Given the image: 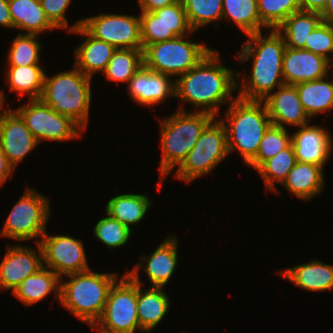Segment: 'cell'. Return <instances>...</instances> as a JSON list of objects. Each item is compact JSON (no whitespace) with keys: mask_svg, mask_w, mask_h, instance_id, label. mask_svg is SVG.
Wrapping results in <instances>:
<instances>
[{"mask_svg":"<svg viewBox=\"0 0 333 333\" xmlns=\"http://www.w3.org/2000/svg\"><path fill=\"white\" fill-rule=\"evenodd\" d=\"M6 80L11 92L29 95V100L40 99L45 72L40 65L8 66Z\"/></svg>","mask_w":333,"mask_h":333,"instance_id":"obj_30","label":"cell"},{"mask_svg":"<svg viewBox=\"0 0 333 333\" xmlns=\"http://www.w3.org/2000/svg\"><path fill=\"white\" fill-rule=\"evenodd\" d=\"M0 143L3 153L14 169L39 145L22 118L10 108L0 115Z\"/></svg>","mask_w":333,"mask_h":333,"instance_id":"obj_15","label":"cell"},{"mask_svg":"<svg viewBox=\"0 0 333 333\" xmlns=\"http://www.w3.org/2000/svg\"><path fill=\"white\" fill-rule=\"evenodd\" d=\"M50 213L49 199L35 188L28 187L12 207L0 235L18 242L38 239L46 233Z\"/></svg>","mask_w":333,"mask_h":333,"instance_id":"obj_9","label":"cell"},{"mask_svg":"<svg viewBox=\"0 0 333 333\" xmlns=\"http://www.w3.org/2000/svg\"><path fill=\"white\" fill-rule=\"evenodd\" d=\"M305 50L311 51L327 59L333 53V25L323 22L309 34L308 40L305 41Z\"/></svg>","mask_w":333,"mask_h":333,"instance_id":"obj_41","label":"cell"},{"mask_svg":"<svg viewBox=\"0 0 333 333\" xmlns=\"http://www.w3.org/2000/svg\"><path fill=\"white\" fill-rule=\"evenodd\" d=\"M39 35L19 32L14 38L8 52V66L39 65L41 43Z\"/></svg>","mask_w":333,"mask_h":333,"instance_id":"obj_35","label":"cell"},{"mask_svg":"<svg viewBox=\"0 0 333 333\" xmlns=\"http://www.w3.org/2000/svg\"><path fill=\"white\" fill-rule=\"evenodd\" d=\"M36 244L38 251L25 245H7L0 264V289L13 292L25 278L44 267L41 246Z\"/></svg>","mask_w":333,"mask_h":333,"instance_id":"obj_14","label":"cell"},{"mask_svg":"<svg viewBox=\"0 0 333 333\" xmlns=\"http://www.w3.org/2000/svg\"><path fill=\"white\" fill-rule=\"evenodd\" d=\"M187 36L146 45L143 66L157 73L179 77L195 67L212 49L206 44L188 41Z\"/></svg>","mask_w":333,"mask_h":333,"instance_id":"obj_7","label":"cell"},{"mask_svg":"<svg viewBox=\"0 0 333 333\" xmlns=\"http://www.w3.org/2000/svg\"><path fill=\"white\" fill-rule=\"evenodd\" d=\"M92 330L97 333L141 332L137 316V283L126 272L111 287L104 312Z\"/></svg>","mask_w":333,"mask_h":333,"instance_id":"obj_10","label":"cell"},{"mask_svg":"<svg viewBox=\"0 0 333 333\" xmlns=\"http://www.w3.org/2000/svg\"><path fill=\"white\" fill-rule=\"evenodd\" d=\"M297 162L294 148L292 144L277 153L272 158L266 160L258 169L257 172L262 177L268 191H274L277 194L281 192L275 187V183L282 184L286 179L290 170Z\"/></svg>","mask_w":333,"mask_h":333,"instance_id":"obj_33","label":"cell"},{"mask_svg":"<svg viewBox=\"0 0 333 333\" xmlns=\"http://www.w3.org/2000/svg\"><path fill=\"white\" fill-rule=\"evenodd\" d=\"M214 118L202 131L198 141L176 168L174 177L186 183L209 174L229 155L226 128Z\"/></svg>","mask_w":333,"mask_h":333,"instance_id":"obj_8","label":"cell"},{"mask_svg":"<svg viewBox=\"0 0 333 333\" xmlns=\"http://www.w3.org/2000/svg\"><path fill=\"white\" fill-rule=\"evenodd\" d=\"M0 25L13 28V22L9 12L8 0H0Z\"/></svg>","mask_w":333,"mask_h":333,"instance_id":"obj_46","label":"cell"},{"mask_svg":"<svg viewBox=\"0 0 333 333\" xmlns=\"http://www.w3.org/2000/svg\"><path fill=\"white\" fill-rule=\"evenodd\" d=\"M72 32L83 36V42L75 49L73 65L91 78L94 73H103L116 48L105 41L94 38L82 26L75 28L70 33Z\"/></svg>","mask_w":333,"mask_h":333,"instance_id":"obj_22","label":"cell"},{"mask_svg":"<svg viewBox=\"0 0 333 333\" xmlns=\"http://www.w3.org/2000/svg\"><path fill=\"white\" fill-rule=\"evenodd\" d=\"M332 62L305 49L285 48L282 63L283 79L286 85L319 80L331 74Z\"/></svg>","mask_w":333,"mask_h":333,"instance_id":"obj_16","label":"cell"},{"mask_svg":"<svg viewBox=\"0 0 333 333\" xmlns=\"http://www.w3.org/2000/svg\"><path fill=\"white\" fill-rule=\"evenodd\" d=\"M170 77L142 66L129 80L128 94L135 103L142 106L160 104L170 96H175V82Z\"/></svg>","mask_w":333,"mask_h":333,"instance_id":"obj_17","label":"cell"},{"mask_svg":"<svg viewBox=\"0 0 333 333\" xmlns=\"http://www.w3.org/2000/svg\"><path fill=\"white\" fill-rule=\"evenodd\" d=\"M137 283V316L140 329L149 333L168 313L169 296L164 287L151 286L143 289L138 272H126Z\"/></svg>","mask_w":333,"mask_h":333,"instance_id":"obj_21","label":"cell"},{"mask_svg":"<svg viewBox=\"0 0 333 333\" xmlns=\"http://www.w3.org/2000/svg\"><path fill=\"white\" fill-rule=\"evenodd\" d=\"M225 115L227 119L220 121L226 128L228 152L232 154L237 149L244 164L248 165L256 157L264 132L271 125L265 103L236 96Z\"/></svg>","mask_w":333,"mask_h":333,"instance_id":"obj_3","label":"cell"},{"mask_svg":"<svg viewBox=\"0 0 333 333\" xmlns=\"http://www.w3.org/2000/svg\"><path fill=\"white\" fill-rule=\"evenodd\" d=\"M71 1L72 0H40L47 19L56 29H68V31L71 32L82 25L83 19H80L70 26L65 17L66 10H68Z\"/></svg>","mask_w":333,"mask_h":333,"instance_id":"obj_42","label":"cell"},{"mask_svg":"<svg viewBox=\"0 0 333 333\" xmlns=\"http://www.w3.org/2000/svg\"><path fill=\"white\" fill-rule=\"evenodd\" d=\"M81 26L116 49H143L140 16L104 13L84 18Z\"/></svg>","mask_w":333,"mask_h":333,"instance_id":"obj_12","label":"cell"},{"mask_svg":"<svg viewBox=\"0 0 333 333\" xmlns=\"http://www.w3.org/2000/svg\"><path fill=\"white\" fill-rule=\"evenodd\" d=\"M39 242L44 267L54 271L60 278L90 269L83 242L70 235L45 233Z\"/></svg>","mask_w":333,"mask_h":333,"instance_id":"obj_13","label":"cell"},{"mask_svg":"<svg viewBox=\"0 0 333 333\" xmlns=\"http://www.w3.org/2000/svg\"><path fill=\"white\" fill-rule=\"evenodd\" d=\"M167 237L150 255H141L139 263L131 271L126 272H138L139 269H144L151 286L164 287L174 274L178 261V238L173 235Z\"/></svg>","mask_w":333,"mask_h":333,"instance_id":"obj_20","label":"cell"},{"mask_svg":"<svg viewBox=\"0 0 333 333\" xmlns=\"http://www.w3.org/2000/svg\"><path fill=\"white\" fill-rule=\"evenodd\" d=\"M60 288L61 278L51 269L43 267L25 278L12 294L25 305L31 306L47 298L51 292L60 301Z\"/></svg>","mask_w":333,"mask_h":333,"instance_id":"obj_25","label":"cell"},{"mask_svg":"<svg viewBox=\"0 0 333 333\" xmlns=\"http://www.w3.org/2000/svg\"><path fill=\"white\" fill-rule=\"evenodd\" d=\"M24 121L32 135L42 142L69 141L81 137L84 129L72 118L61 115L41 99L29 100L14 110Z\"/></svg>","mask_w":333,"mask_h":333,"instance_id":"obj_11","label":"cell"},{"mask_svg":"<svg viewBox=\"0 0 333 333\" xmlns=\"http://www.w3.org/2000/svg\"><path fill=\"white\" fill-rule=\"evenodd\" d=\"M152 203L147 193H124L111 197L105 209L107 215L120 221L124 226L132 230L131 225H137L142 221L148 209L153 206Z\"/></svg>","mask_w":333,"mask_h":333,"instance_id":"obj_27","label":"cell"},{"mask_svg":"<svg viewBox=\"0 0 333 333\" xmlns=\"http://www.w3.org/2000/svg\"><path fill=\"white\" fill-rule=\"evenodd\" d=\"M326 77L294 85L310 119L333 108V82Z\"/></svg>","mask_w":333,"mask_h":333,"instance_id":"obj_29","label":"cell"},{"mask_svg":"<svg viewBox=\"0 0 333 333\" xmlns=\"http://www.w3.org/2000/svg\"><path fill=\"white\" fill-rule=\"evenodd\" d=\"M179 0H138L141 11L152 12L156 9L175 4Z\"/></svg>","mask_w":333,"mask_h":333,"instance_id":"obj_43","label":"cell"},{"mask_svg":"<svg viewBox=\"0 0 333 333\" xmlns=\"http://www.w3.org/2000/svg\"><path fill=\"white\" fill-rule=\"evenodd\" d=\"M8 6L13 28L39 36L44 31L56 29L47 19L40 0H8Z\"/></svg>","mask_w":333,"mask_h":333,"instance_id":"obj_26","label":"cell"},{"mask_svg":"<svg viewBox=\"0 0 333 333\" xmlns=\"http://www.w3.org/2000/svg\"><path fill=\"white\" fill-rule=\"evenodd\" d=\"M271 124L286 128V125L301 127L311 120L303 109L294 85L284 84L264 100ZM309 119V120H308Z\"/></svg>","mask_w":333,"mask_h":333,"instance_id":"obj_18","label":"cell"},{"mask_svg":"<svg viewBox=\"0 0 333 333\" xmlns=\"http://www.w3.org/2000/svg\"><path fill=\"white\" fill-rule=\"evenodd\" d=\"M73 66V70L61 71L52 77L45 74L40 99L59 114L72 118L85 130L92 100V78Z\"/></svg>","mask_w":333,"mask_h":333,"instance_id":"obj_6","label":"cell"},{"mask_svg":"<svg viewBox=\"0 0 333 333\" xmlns=\"http://www.w3.org/2000/svg\"><path fill=\"white\" fill-rule=\"evenodd\" d=\"M166 25L168 30H172L176 36H189L194 31L191 28L182 1L179 0L173 5L152 11Z\"/></svg>","mask_w":333,"mask_h":333,"instance_id":"obj_40","label":"cell"},{"mask_svg":"<svg viewBox=\"0 0 333 333\" xmlns=\"http://www.w3.org/2000/svg\"><path fill=\"white\" fill-rule=\"evenodd\" d=\"M141 40L143 48L146 45L171 40L177 36L168 30L164 22L153 12L141 11Z\"/></svg>","mask_w":333,"mask_h":333,"instance_id":"obj_39","label":"cell"},{"mask_svg":"<svg viewBox=\"0 0 333 333\" xmlns=\"http://www.w3.org/2000/svg\"><path fill=\"white\" fill-rule=\"evenodd\" d=\"M5 95H4V91L3 90H1L0 91V115H1V113L3 112V110H2V108H6V107H4V103H5ZM2 110V111H1Z\"/></svg>","mask_w":333,"mask_h":333,"instance_id":"obj_48","label":"cell"},{"mask_svg":"<svg viewBox=\"0 0 333 333\" xmlns=\"http://www.w3.org/2000/svg\"><path fill=\"white\" fill-rule=\"evenodd\" d=\"M292 144V136L286 128L270 125L264 132L256 157L248 164L257 170L266 160Z\"/></svg>","mask_w":333,"mask_h":333,"instance_id":"obj_36","label":"cell"},{"mask_svg":"<svg viewBox=\"0 0 333 333\" xmlns=\"http://www.w3.org/2000/svg\"><path fill=\"white\" fill-rule=\"evenodd\" d=\"M214 118L212 114L206 112H187L183 106H180L173 115L159 121L162 144L159 190L162 187V180L176 166L181 165L202 131Z\"/></svg>","mask_w":333,"mask_h":333,"instance_id":"obj_4","label":"cell"},{"mask_svg":"<svg viewBox=\"0 0 333 333\" xmlns=\"http://www.w3.org/2000/svg\"><path fill=\"white\" fill-rule=\"evenodd\" d=\"M323 22L333 25V0H328L326 7L321 12Z\"/></svg>","mask_w":333,"mask_h":333,"instance_id":"obj_47","label":"cell"},{"mask_svg":"<svg viewBox=\"0 0 333 333\" xmlns=\"http://www.w3.org/2000/svg\"><path fill=\"white\" fill-rule=\"evenodd\" d=\"M324 169L312 163L296 162L281 186L296 197L309 201L324 189Z\"/></svg>","mask_w":333,"mask_h":333,"instance_id":"obj_24","label":"cell"},{"mask_svg":"<svg viewBox=\"0 0 333 333\" xmlns=\"http://www.w3.org/2000/svg\"><path fill=\"white\" fill-rule=\"evenodd\" d=\"M292 136V146L298 162L324 166L333 149L331 134L318 125H304Z\"/></svg>","mask_w":333,"mask_h":333,"instance_id":"obj_19","label":"cell"},{"mask_svg":"<svg viewBox=\"0 0 333 333\" xmlns=\"http://www.w3.org/2000/svg\"><path fill=\"white\" fill-rule=\"evenodd\" d=\"M188 22L195 32L205 25L222 20L223 0H181Z\"/></svg>","mask_w":333,"mask_h":333,"instance_id":"obj_34","label":"cell"},{"mask_svg":"<svg viewBox=\"0 0 333 333\" xmlns=\"http://www.w3.org/2000/svg\"><path fill=\"white\" fill-rule=\"evenodd\" d=\"M240 74L222 65L219 51L212 49L195 67L174 80V97L217 118L220 105L235 99L233 92L240 86Z\"/></svg>","mask_w":333,"mask_h":333,"instance_id":"obj_1","label":"cell"},{"mask_svg":"<svg viewBox=\"0 0 333 333\" xmlns=\"http://www.w3.org/2000/svg\"><path fill=\"white\" fill-rule=\"evenodd\" d=\"M301 289L310 292L333 289V266L314 259L277 272Z\"/></svg>","mask_w":333,"mask_h":333,"instance_id":"obj_23","label":"cell"},{"mask_svg":"<svg viewBox=\"0 0 333 333\" xmlns=\"http://www.w3.org/2000/svg\"><path fill=\"white\" fill-rule=\"evenodd\" d=\"M267 34L263 36L262 32H257L247 35L248 40L237 54L240 63L252 59L251 74L240 82L238 98L263 101L275 88L285 84L282 73L286 48L284 38L276 29Z\"/></svg>","mask_w":333,"mask_h":333,"instance_id":"obj_2","label":"cell"},{"mask_svg":"<svg viewBox=\"0 0 333 333\" xmlns=\"http://www.w3.org/2000/svg\"><path fill=\"white\" fill-rule=\"evenodd\" d=\"M12 171H15V169L8 162L0 143V186L7 181V178L13 173Z\"/></svg>","mask_w":333,"mask_h":333,"instance_id":"obj_44","label":"cell"},{"mask_svg":"<svg viewBox=\"0 0 333 333\" xmlns=\"http://www.w3.org/2000/svg\"><path fill=\"white\" fill-rule=\"evenodd\" d=\"M322 23L321 12L299 11L290 15L276 30L283 36L286 47L305 49L309 34Z\"/></svg>","mask_w":333,"mask_h":333,"instance_id":"obj_28","label":"cell"},{"mask_svg":"<svg viewBox=\"0 0 333 333\" xmlns=\"http://www.w3.org/2000/svg\"><path fill=\"white\" fill-rule=\"evenodd\" d=\"M222 19L232 20L246 35L266 28L259 17L258 0H223Z\"/></svg>","mask_w":333,"mask_h":333,"instance_id":"obj_31","label":"cell"},{"mask_svg":"<svg viewBox=\"0 0 333 333\" xmlns=\"http://www.w3.org/2000/svg\"><path fill=\"white\" fill-rule=\"evenodd\" d=\"M143 49H116L103 72L108 81L129 83L143 66Z\"/></svg>","mask_w":333,"mask_h":333,"instance_id":"obj_32","label":"cell"},{"mask_svg":"<svg viewBox=\"0 0 333 333\" xmlns=\"http://www.w3.org/2000/svg\"><path fill=\"white\" fill-rule=\"evenodd\" d=\"M261 23L268 28L277 29L290 15L301 11L299 0H258Z\"/></svg>","mask_w":333,"mask_h":333,"instance_id":"obj_37","label":"cell"},{"mask_svg":"<svg viewBox=\"0 0 333 333\" xmlns=\"http://www.w3.org/2000/svg\"><path fill=\"white\" fill-rule=\"evenodd\" d=\"M328 0H299L301 11L322 12Z\"/></svg>","mask_w":333,"mask_h":333,"instance_id":"obj_45","label":"cell"},{"mask_svg":"<svg viewBox=\"0 0 333 333\" xmlns=\"http://www.w3.org/2000/svg\"><path fill=\"white\" fill-rule=\"evenodd\" d=\"M114 273H97L91 269L61 278L60 304L91 328L101 318L109 291L118 280ZM64 278V279H63Z\"/></svg>","mask_w":333,"mask_h":333,"instance_id":"obj_5","label":"cell"},{"mask_svg":"<svg viewBox=\"0 0 333 333\" xmlns=\"http://www.w3.org/2000/svg\"><path fill=\"white\" fill-rule=\"evenodd\" d=\"M132 230L109 215L101 218L94 226V236L108 248H118L127 244Z\"/></svg>","mask_w":333,"mask_h":333,"instance_id":"obj_38","label":"cell"}]
</instances>
